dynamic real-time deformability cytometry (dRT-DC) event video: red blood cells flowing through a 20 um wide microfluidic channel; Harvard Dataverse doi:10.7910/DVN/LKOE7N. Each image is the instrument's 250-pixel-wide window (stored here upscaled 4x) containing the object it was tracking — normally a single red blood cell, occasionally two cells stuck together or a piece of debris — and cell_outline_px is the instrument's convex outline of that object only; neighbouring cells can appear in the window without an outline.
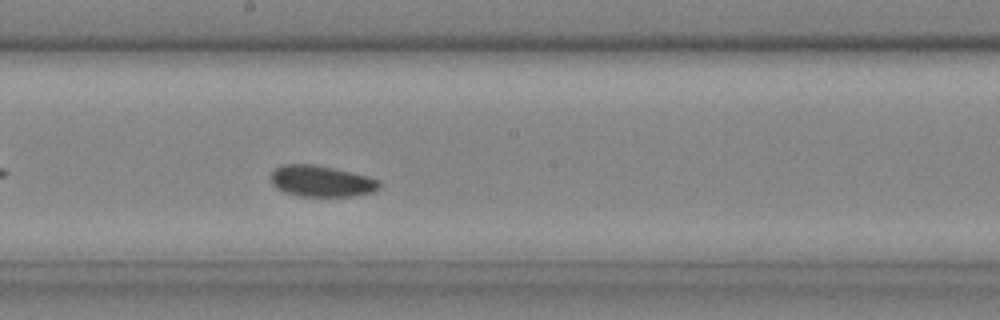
{"species": "common noctule bat (a hibernating species)", "species_latin": "Nyctalus noctula", "temperature_condition": "cold", "stored_images_in_passage": 26, "camera_frame_rate_fps": 3000, "um_per_image_px": 0.085, "animal": {"sex": "male", "body_mass_g": 20.4}, "frame": {"image": 1, "passage_image": 12, "time_ms": 3.667, "image_size_px": [1000, 320], "cell_outline_px": [[380, 188], [372, 192], [352, 196], [300, 196], [276, 188], [272, 184], [272, 172], [280, 164], [316, 164], [352, 172], [368, 176], [380, 180]], "centroid_in_image_um": [27.34, 15.38], "position_along_channel_um": 220.9, "area_um2": 19.71}}
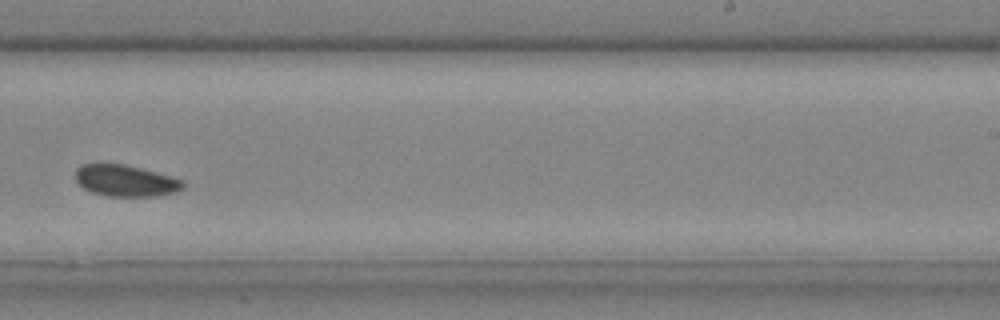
{"frame": {"image": 2, "passage_image": 15, "time_ms": 4.667, "image_size_px": [1000, 320], "cell_outline_px": [[184, 188], [176, 192], [160, 196], [104, 196], [92, 192], [84, 188], [76, 180], [76, 168], [80, 164], [124, 164], [156, 172], [184, 180]], "centroid_in_image_um": [10.69, 15.37], "position_along_channel_um": 278.3, "area_um2": 19.77}}